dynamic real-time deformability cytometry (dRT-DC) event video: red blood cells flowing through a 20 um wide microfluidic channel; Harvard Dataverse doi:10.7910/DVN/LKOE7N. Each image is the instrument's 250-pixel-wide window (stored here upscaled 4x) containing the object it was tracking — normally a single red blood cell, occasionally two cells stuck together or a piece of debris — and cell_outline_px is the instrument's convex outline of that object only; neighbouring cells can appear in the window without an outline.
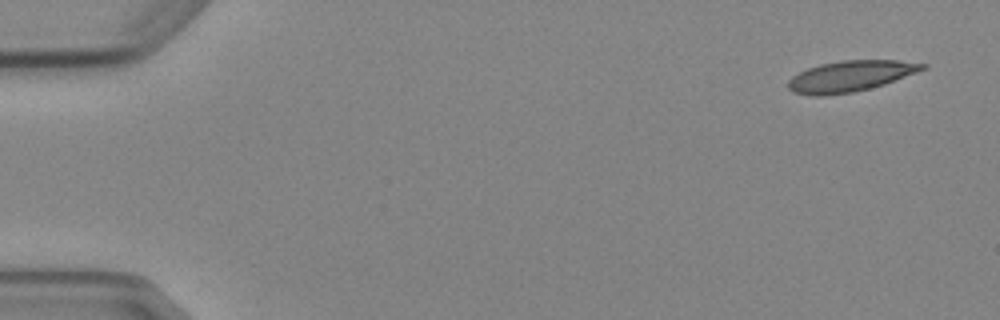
{"species": "Egyptian fruit bat (a non-hibernating species)", "species_latin": "Rousettus aegyptiacus", "temperature_condition": "cold", "stored_images_in_passage": 4, "camera_frame_rate_fps": 3000, "um_per_image_px": 0.085, "animal": {"sex": "female"}, "frame": {"image": 1, "passage_image": 1, "time_ms": 0.0, "image_size_px": [1000, 320], "cell_outline_px": [[928, 68], [884, 84], [852, 92], [824, 96], [812, 96], [792, 92], [788, 88], [788, 80], [792, 76], [808, 68], [820, 64], [840, 60], [896, 60], [928, 64]], "centroid_in_image_um": [72.26, 6.47], "position_along_channel_um": 12.7, "area_um2": 24.16}}
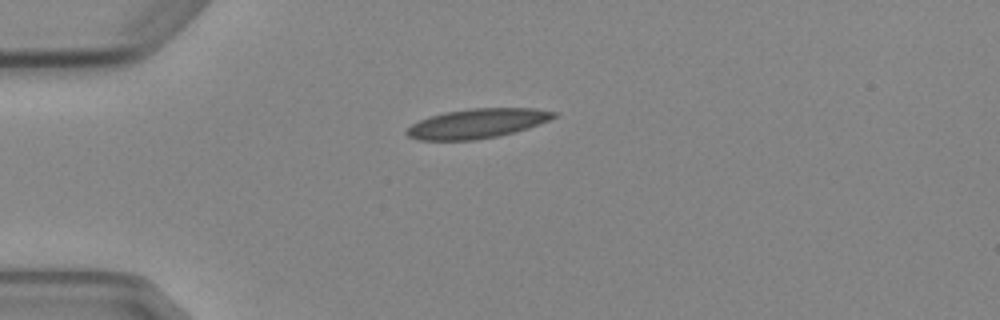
{"frame": {"image": 2, "passage_image": 4, "time_ms": 3.667, "image_size_px": [1000, 320], "cell_outline_px": [[556, 116], [548, 120], [528, 128], [496, 136], [476, 140], [416, 140], [408, 136], [404, 132], [412, 124], [428, 116], [444, 112], [472, 108], [536, 108], [556, 112]], "centroid_in_image_um": [40.52, 10.49], "position_along_channel_um": 44.5, "area_um2": 25.2}}